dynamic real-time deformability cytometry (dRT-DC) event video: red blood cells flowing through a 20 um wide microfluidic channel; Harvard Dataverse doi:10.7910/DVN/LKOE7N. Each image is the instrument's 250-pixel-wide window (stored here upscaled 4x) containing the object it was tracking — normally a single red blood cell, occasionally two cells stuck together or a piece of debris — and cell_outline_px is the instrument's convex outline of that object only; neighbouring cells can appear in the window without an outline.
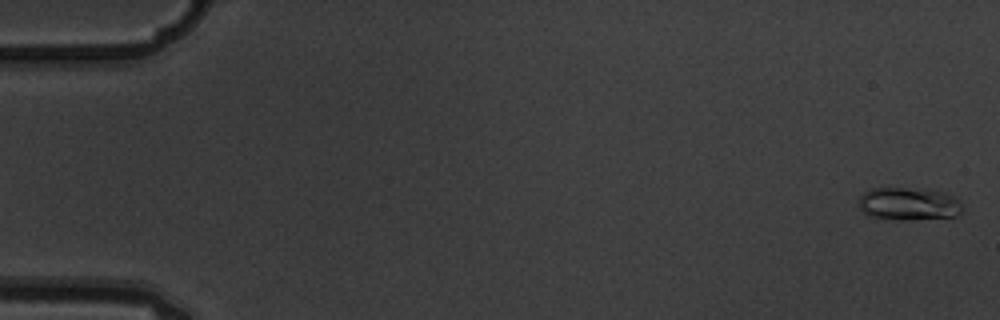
{"species": "common noctule bat (a hibernating species)", "species_latin": "Nyctalus noctula", "temperature_condition": "warm", "stored_images_in_passage": 7, "camera_frame_rate_fps": 3000, "um_per_image_px": 0.085, "animal": {"sex": "male", "body_mass_g": 19.5, "forearm_length_mm": 54.6}, "frame": {"image": 1, "passage_image": 1, "time_ms": 0.0, "image_size_px": [1000, 320], "cell_outline_px": [[964, 212], [956, 216], [912, 220], [908, 220], [868, 216], [856, 204], [860, 196], [864, 192], [872, 188], [904, 188], [944, 192], [956, 196], [964, 208]], "centroid_in_image_um": [77.26, 17.33], "position_along_channel_um": 7.7, "area_um2": 20.0}}
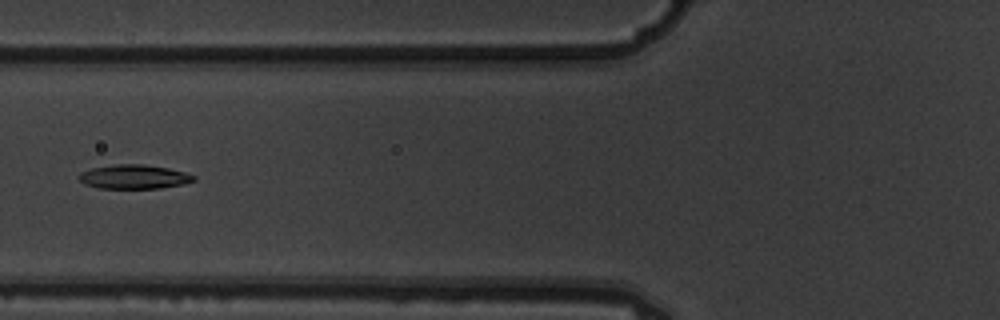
{"frame": {"image": 2, "passage_image": 7, "time_ms": 2.0, "image_size_px": [1000, 320], "cell_outline_px": [[196, 180], [184, 184], [160, 188], [100, 188], [84, 184], [76, 176], [80, 172], [92, 168], [116, 164], [144, 164], [168, 168], [184, 172], [196, 176]], "centroid_in_image_um": [11.38, 15.02], "position_along_channel_um": 114.4, "area_um2": 16.18}}